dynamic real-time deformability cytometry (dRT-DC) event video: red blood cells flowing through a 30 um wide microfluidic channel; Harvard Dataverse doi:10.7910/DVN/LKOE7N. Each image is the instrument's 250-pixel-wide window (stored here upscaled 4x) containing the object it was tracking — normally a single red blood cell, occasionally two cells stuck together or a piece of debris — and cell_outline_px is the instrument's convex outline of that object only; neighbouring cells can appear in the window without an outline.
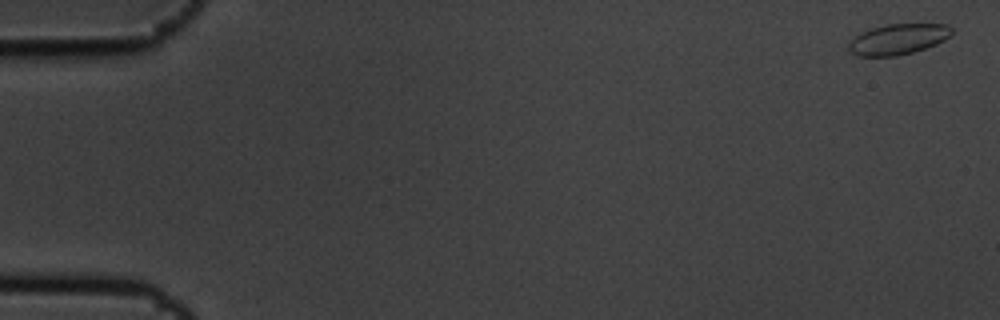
{"species": "common noctule bat (a hibernating species)", "species_latin": "Nyctalus noctula", "temperature_condition": "cold", "stored_images_in_passage": 5, "camera_frame_rate_fps": 3000, "um_per_image_px": 0.085, "animal": {"sex": "male", "body_mass_g": 19.5, "forearm_length_mm": 54.6}, "frame": {"image": 1, "passage_image": 1, "time_ms": 0.0, "image_size_px": [1000, 320], "cell_outline_px": [[952, 32], [944, 40], [936, 44], [912, 52], [896, 56], [860, 56], [848, 52], [848, 44], [860, 32], [872, 28], [888, 24], [944, 24], [952, 28]], "centroid_in_image_um": [76.3, 3.33], "position_along_channel_um": 8.7, "area_um2": 18.21}}
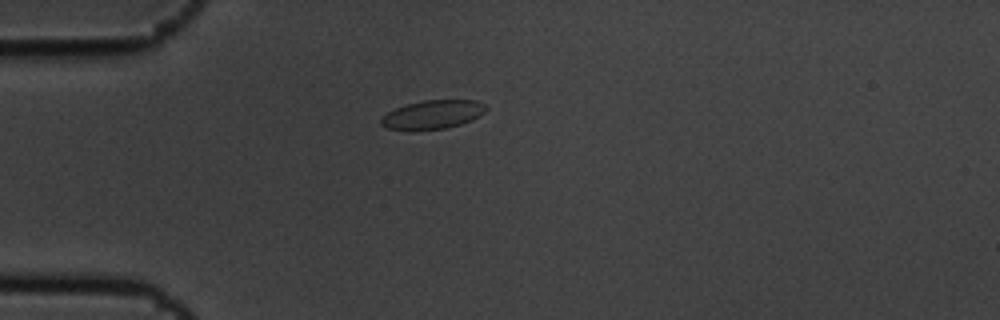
{"frame": {"image": 2, "passage_image": 5, "time_ms": 1.333, "image_size_px": [1000, 320], "cell_outline_px": [[488, 108], [484, 112], [472, 120], [460, 124], [444, 128], [388, 128], [380, 124], [380, 120], [388, 112], [396, 108], [408, 104], [424, 100], [476, 100], [484, 104]], "centroid_in_image_um": [36.83, 9.7], "position_along_channel_um": 48.2, "area_um2": 16.88}}